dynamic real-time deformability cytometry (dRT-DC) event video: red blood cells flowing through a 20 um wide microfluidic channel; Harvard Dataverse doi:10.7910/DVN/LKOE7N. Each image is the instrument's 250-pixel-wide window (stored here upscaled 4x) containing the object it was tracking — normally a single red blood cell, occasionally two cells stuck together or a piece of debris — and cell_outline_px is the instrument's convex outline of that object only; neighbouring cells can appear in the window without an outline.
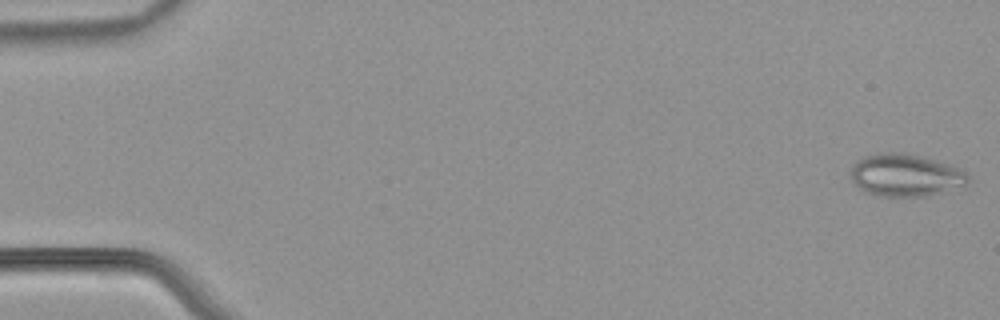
{"species": "common noctule bat (a hibernating species)", "species_latin": "Nyctalus noctula", "temperature_condition": "warm", "stored_images_in_passage": 54, "camera_frame_rate_fps": 3000, "um_per_image_px": 0.085, "animal": {"sex": "male", "body_mass_g": 21.5, "forearm_length_mm": 52.0}, "frame": {"image": 1, "passage_image": 1, "time_ms": 0.0, "image_size_px": [1000, 320], "cell_outline_px": [[972, 180], [964, 184], [924, 196], [880, 196], [864, 192], [852, 180], [852, 164], [856, 160], [864, 156], [880, 152], [904, 152], [936, 160], [964, 168]], "centroid_in_image_um": [76.96, 14.86], "position_along_channel_um": 8.0, "area_um2": 29.02}}
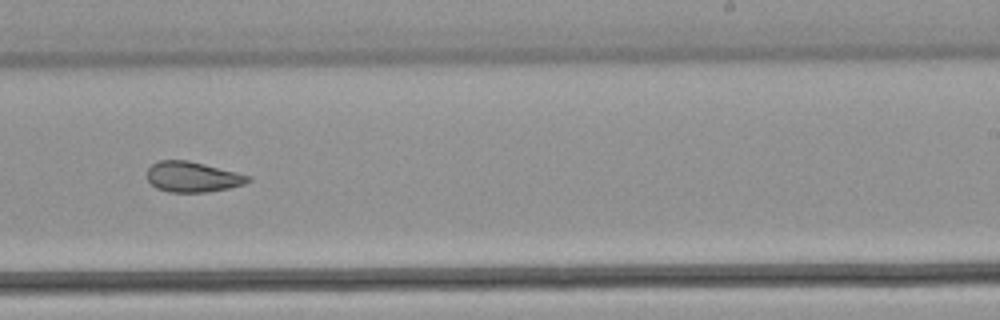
{"frame": {"image": 2, "passage_image": 34, "time_ms": 11.0, "image_size_px": [1000, 320], "cell_outline_px": [[252, 180], [244, 184], [228, 188], [208, 192], [168, 192], [156, 188], [148, 180], [148, 168], [152, 164], [160, 160], [188, 160], [236, 172], [248, 176]], "centroid_in_image_um": [16.35, 15.04], "position_along_channel_um": 272.6, "area_um2": 17.74}}
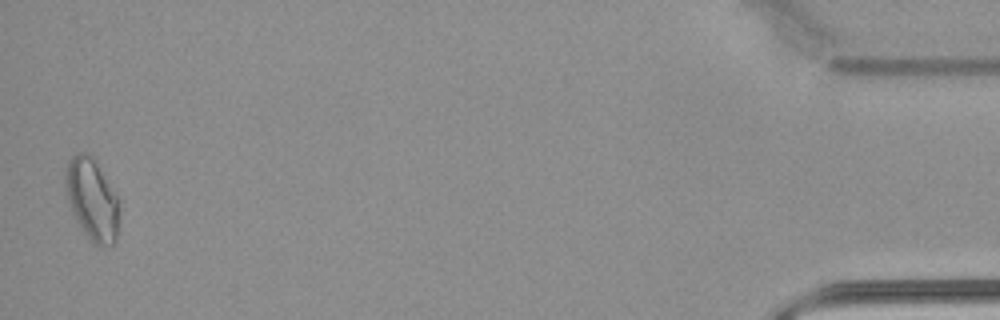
{"frame": {"image": 3, "passage_image": 53, "time_ms": 17.333, "image_size_px": [1000, 320], "cell_outline_px": [[120, 200], [116, 244], [100, 248], [84, 232], [76, 220], [68, 204], [64, 188], [64, 172], [68, 160], [76, 152], [88, 152], [96, 156]], "centroid_in_image_um": [7.83, 16.88], "position_along_channel_um": 427.4, "area_um2": 26.82}, "authors_computed_cell_mechanics": {"area_um2": 21.6172, "velocity_mm_per_s": 3.8558, "shape_relaxation_time_tau1_ms": null, "shape_relaxation_time_tau2_ms": 2.5091, "deformation_change_tau1": null, "deformation_change_tau2": 0.0771}}